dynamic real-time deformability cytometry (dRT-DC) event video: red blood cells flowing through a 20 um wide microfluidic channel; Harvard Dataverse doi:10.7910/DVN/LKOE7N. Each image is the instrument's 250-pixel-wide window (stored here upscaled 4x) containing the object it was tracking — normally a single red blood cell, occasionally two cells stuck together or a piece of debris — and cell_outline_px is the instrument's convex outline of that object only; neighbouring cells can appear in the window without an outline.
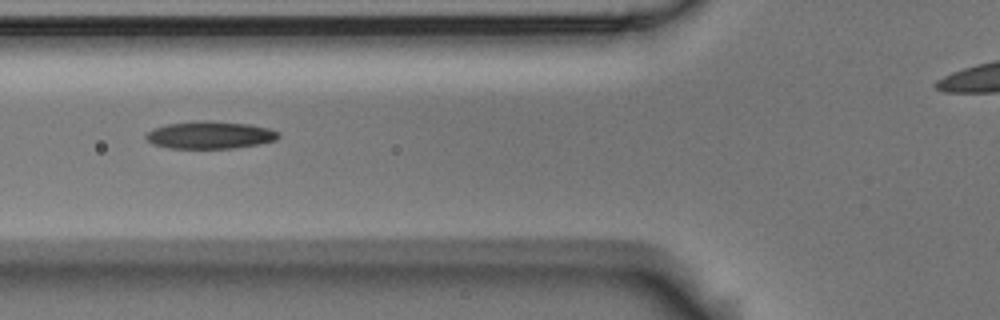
{"species": "Egyptian fruit bat (a non-hibernating species)", "species_latin": "Rousettus aegyptiacus", "temperature_condition": "room temperature", "stored_images_in_passage": 8, "segment_of_instrument_passage": [1, 2], "camera_frame_rate_fps": 3000, "um_per_image_px": 0.085, "animal": {"sex": "male"}, "frame": {"image": 1, "passage_image": 5, "time_ms": 1.333, "image_size_px": [1000, 320], "cell_outline_px": [[280, 136], [276, 140], [256, 144], [232, 148], [168, 148], [152, 144], [144, 136], [152, 128], [168, 124], [196, 120], [212, 120], [252, 124], [268, 128], [280, 132]], "centroid_in_image_um": [17.84, 11.46], "position_along_channel_um": 108.0, "area_um2": 21.39}}
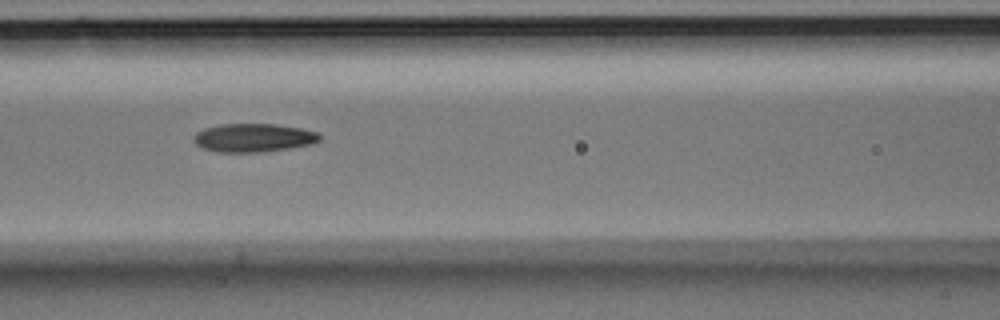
{"frame": {"image": 2, "passage_image": 6, "time_ms": 1.667, "image_size_px": [1000, 320], "cell_outline_px": [[320, 140], [312, 144], [288, 148], [260, 152], [220, 152], [204, 148], [196, 144], [192, 140], [196, 132], [204, 128], [220, 124], [276, 124], [300, 128], [320, 132]], "centroid_in_image_um": [21.55, 11.7], "position_along_channel_um": 145.0, "area_um2": 20.87}}
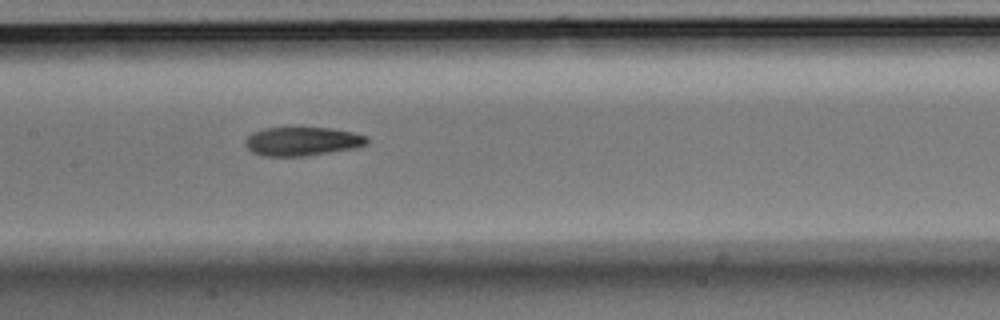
{"frame": {"image": 3, "passage_image": 7, "time_ms": 2.0, "image_size_px": [1000, 320], "cell_outline_px": [[368, 144], [352, 148], [304, 156], [264, 156], [252, 152], [244, 144], [244, 140], [252, 132], [264, 128], [332, 128], [352, 132], [368, 136]], "centroid_in_image_um": [25.66, 12.01], "position_along_channel_um": 181.7, "area_um2": 20.29}}